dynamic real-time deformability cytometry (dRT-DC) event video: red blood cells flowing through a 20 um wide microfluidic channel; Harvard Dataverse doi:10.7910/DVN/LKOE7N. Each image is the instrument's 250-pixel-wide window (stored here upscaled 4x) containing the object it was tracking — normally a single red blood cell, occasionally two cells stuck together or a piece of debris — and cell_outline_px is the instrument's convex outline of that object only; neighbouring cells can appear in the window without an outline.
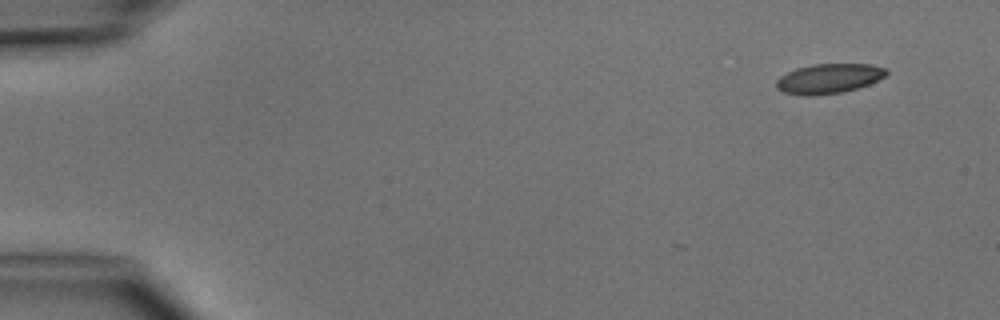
{"species": "common noctule bat (a hibernating species)", "species_latin": "Nyctalus noctula", "temperature_condition": "cold", "stored_images_in_passage": 2, "camera_frame_rate_fps": 3000, "um_per_image_px": 0.085, "animal": {"sex": "male", "body_mass_g": 15.6}, "frame": {"image": 1, "passage_image": 1, "time_ms": 0.0, "image_size_px": [1000, 320], "cell_outline_px": [[888, 72], [884, 76], [868, 84], [844, 92], [812, 96], [804, 96], [784, 92], [776, 88], [776, 80], [780, 76], [796, 68], [812, 64], [868, 64], [888, 68]], "centroid_in_image_um": [70.42, 6.68], "position_along_channel_um": 14.6, "area_um2": 19.07}}